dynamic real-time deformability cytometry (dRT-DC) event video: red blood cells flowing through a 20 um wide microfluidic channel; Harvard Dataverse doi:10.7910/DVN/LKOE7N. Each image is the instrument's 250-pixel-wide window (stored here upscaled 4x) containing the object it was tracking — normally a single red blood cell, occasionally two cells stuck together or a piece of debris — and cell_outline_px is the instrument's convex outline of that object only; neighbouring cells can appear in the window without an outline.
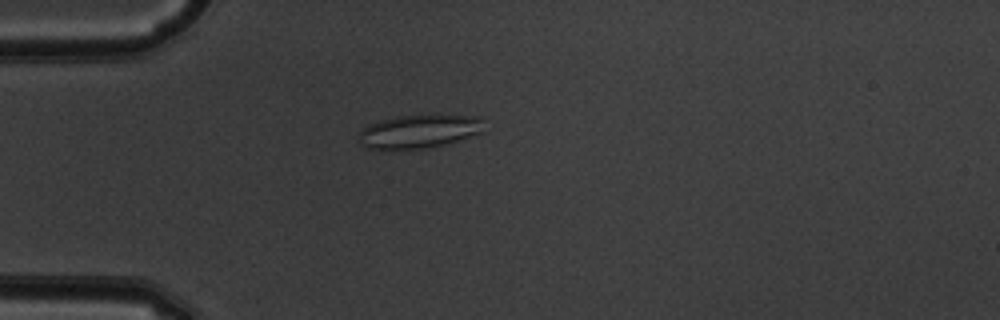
{"species": "common noctule bat (a hibernating species)", "species_latin": "Nyctalus noctula", "temperature_condition": "warm", "stored_images_in_passage": 52, "camera_frame_rate_fps": 3000, "um_per_image_px": 0.085, "animal": {"sex": "male", "body_mass_g": 19.5, "forearm_length_mm": 54.6}, "frame": {"image": 1, "passage_image": 15, "time_ms": 4.667, "image_size_px": [1000, 320], "cell_outline_px": [[484, 132], [444, 144], [428, 148], [364, 148], [356, 140], [360, 132], [368, 124], [380, 120], [396, 116], [484, 116]], "centroid_in_image_um": [35.62, 11.16], "position_along_channel_um": 49.4, "area_um2": 24.22}}
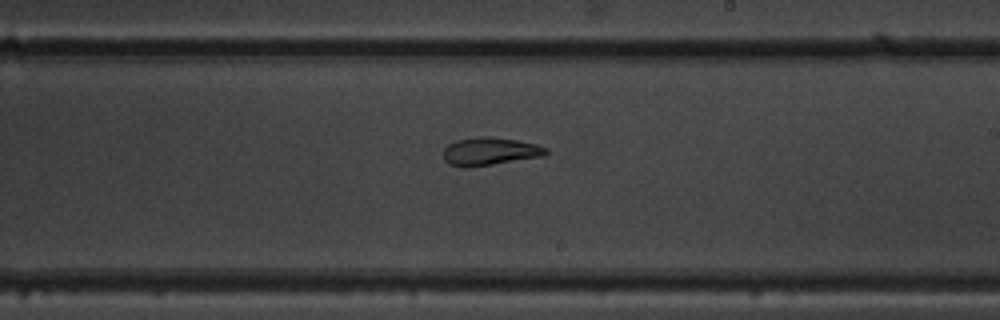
{"frame": {"image": 2, "passage_image": 31, "time_ms": 10.0, "image_size_px": [1000, 320], "cell_outline_px": [[548, 152], [544, 156], [492, 164], [464, 168], [448, 164], [444, 160], [444, 148], [448, 144], [456, 140], [480, 136], [488, 136], [516, 140], [536, 144], [548, 148]], "centroid_in_image_um": [41.62, 12.86], "position_along_channel_um": 247.4, "area_um2": 16.7}}
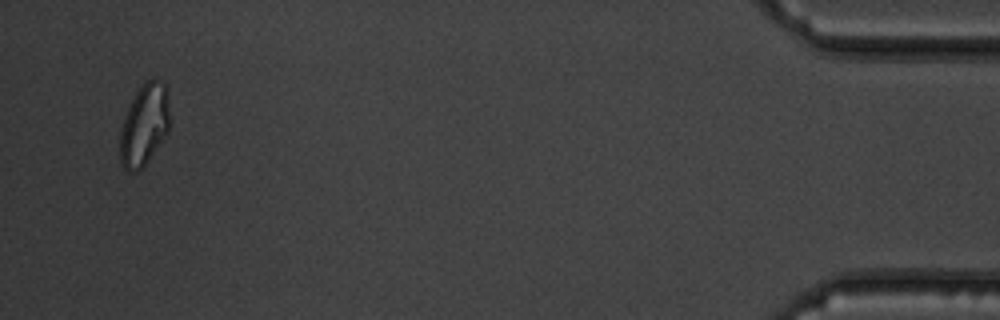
{"frame": {"image": 3, "passage_image": 50, "time_ms": 16.333, "image_size_px": [1000, 320], "cell_outline_px": [[168, 132], [148, 160], [136, 172], [128, 172], [120, 164], [120, 128], [124, 116], [140, 84], [144, 80], [152, 76], [164, 80], [168, 84]], "centroid_in_image_um": [12.26, 10.53], "position_along_channel_um": 422.9, "area_um2": 24.04}, "authors_computed_cell_mechanics": {"area_um2": 22.0218, "velocity_mm_per_s": 3.9895, "shape_relaxation_time_tau1_ms": null, "shape_relaxation_time_tau2_ms": 2.3615, "deformation_change_tau1": null, "deformation_change_tau2": 0.106}}